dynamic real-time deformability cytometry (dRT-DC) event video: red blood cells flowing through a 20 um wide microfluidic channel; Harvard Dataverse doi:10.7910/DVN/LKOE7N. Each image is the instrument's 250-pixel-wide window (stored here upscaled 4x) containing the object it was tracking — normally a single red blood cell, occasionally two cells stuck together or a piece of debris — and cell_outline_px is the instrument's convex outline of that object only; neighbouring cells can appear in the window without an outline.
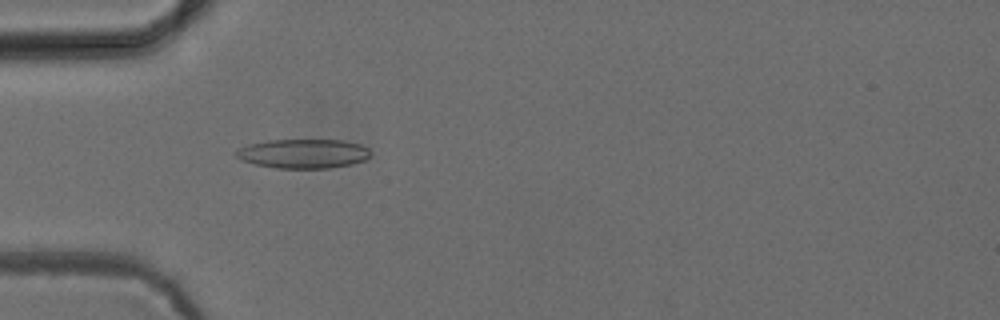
{"species": "common noctule bat (a hibernating species)", "species_latin": "Nyctalus noctula", "temperature_condition": "cold", "stored_images_in_passage": 52, "camera_frame_rate_fps": 3000, "um_per_image_px": 0.085, "animal": {"sex": "female", "body_mass_g": 24.6, "forearm_length_mm": 56.2}, "frame": {"image": 1, "passage_image": 16, "time_ms": 5.0, "image_size_px": [1000, 320], "cell_outline_px": [[372, 156], [364, 160], [352, 164], [332, 168], [276, 168], [256, 164], [240, 160], [236, 156], [236, 152], [240, 148], [248, 144], [268, 140], [344, 140], [360, 144], [368, 148], [372, 152]], "centroid_in_image_um": [25.82, 13.06], "position_along_channel_um": 59.2, "area_um2": 23.06}}
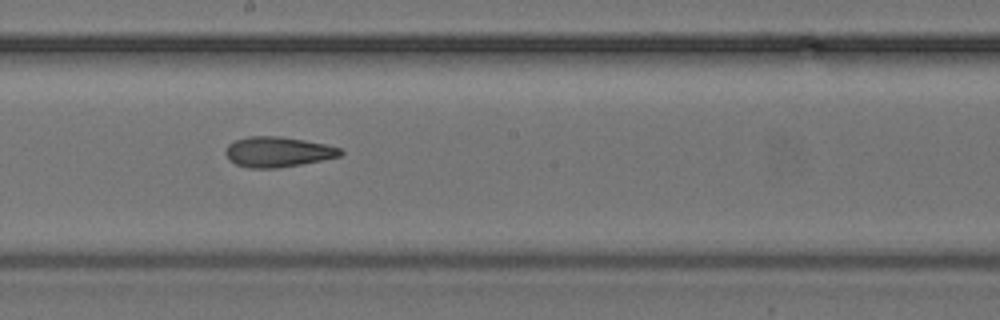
{"frame": {"image": 2, "passage_image": 29, "time_ms": 9.333, "image_size_px": [1000, 320], "cell_outline_px": [[344, 152], [340, 156], [300, 164], [276, 168], [248, 168], [236, 164], [228, 160], [224, 152], [228, 144], [236, 140], [248, 136], [280, 136], [304, 140], [324, 144], [340, 148]], "centroid_in_image_um": [23.57, 12.91], "position_along_channel_um": 224.6, "area_um2": 20.17}}
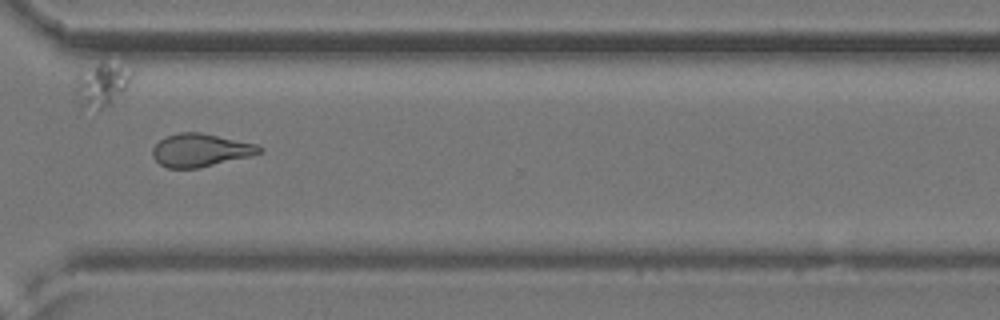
{"frame": {"image": 3, "passage_image": 39, "time_ms": 12.667, "image_size_px": [1000, 320], "cell_outline_px": [[264, 152], [252, 156], [200, 168], [168, 168], [160, 164], [152, 156], [152, 148], [160, 140], [168, 136], [180, 132], [200, 132], [256, 144], [264, 148]], "centroid_in_image_um": [17.07, 12.77], "position_along_channel_um": 353.5, "area_um2": 20.63}, "authors_computed_cell_mechanics": {"area_um2": 21.0392, "velocity_mm_per_s": 3.8866, "shape_relaxation_time_tau1_ms": 7.1501, "shape_relaxation_time_tau2_ms": 2.6463, "deformation_change_tau1": 0.1695, "deformation_change_tau2": 0.0933}}